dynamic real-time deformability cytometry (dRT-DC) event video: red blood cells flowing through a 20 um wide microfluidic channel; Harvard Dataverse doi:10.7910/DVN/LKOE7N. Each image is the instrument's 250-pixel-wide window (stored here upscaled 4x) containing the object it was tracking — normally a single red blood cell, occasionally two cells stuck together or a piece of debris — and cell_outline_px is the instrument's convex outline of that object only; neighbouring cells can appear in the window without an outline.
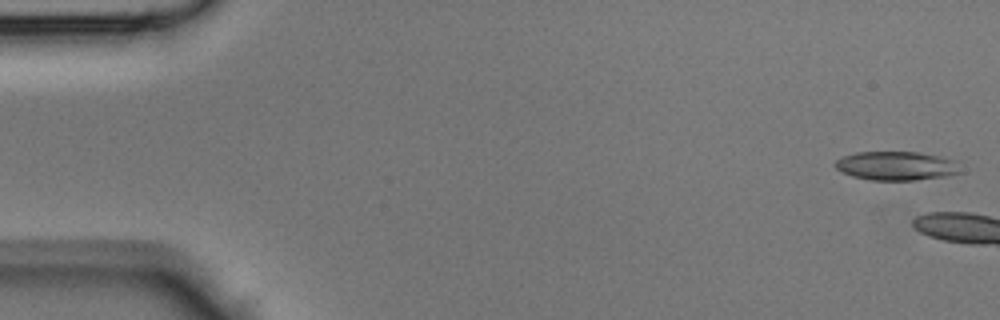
{"species": "Egyptian fruit bat (a non-hibernating species)", "species_latin": "Rousettus aegyptiacus", "temperature_condition": "room temperature", "stored_images_in_passage": 3, "camera_frame_rate_fps": 3000, "um_per_image_px": 0.085, "animal": {"sex": "male"}, "frame": {"image": 1, "passage_image": 1, "time_ms": 0.0, "image_size_px": [1000, 320], "cell_outline_px": [[964, 172], [948, 176], [916, 180], [872, 180], [852, 176], [840, 172], [832, 164], [836, 160], [844, 156], [856, 152], [920, 152], [940, 156], [956, 160]], "centroid_in_image_um": [76.23, 14.1], "position_along_channel_um": 8.8, "area_um2": 21.44}}